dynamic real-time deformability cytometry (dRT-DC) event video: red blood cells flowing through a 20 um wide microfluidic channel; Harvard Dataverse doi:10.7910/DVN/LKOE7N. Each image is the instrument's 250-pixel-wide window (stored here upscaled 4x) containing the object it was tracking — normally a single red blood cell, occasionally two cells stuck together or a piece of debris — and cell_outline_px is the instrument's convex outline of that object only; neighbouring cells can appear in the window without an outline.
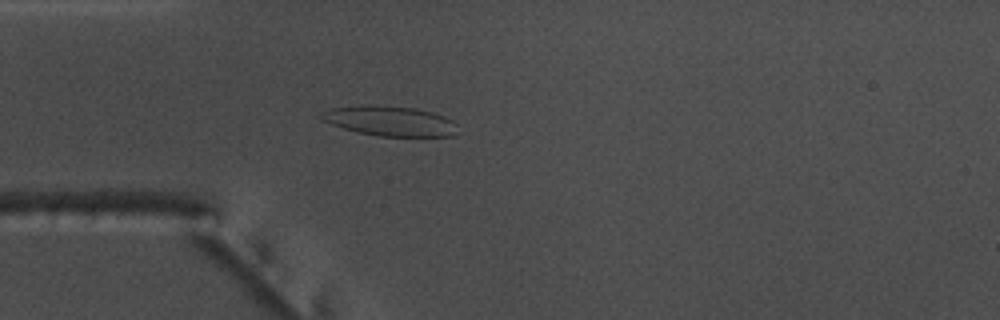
{"species": "common noctule bat (a hibernating species)", "species_latin": "Nyctalus noctula", "temperature_condition": "warm", "stored_images_in_passage": 53, "camera_frame_rate_fps": 3000, "um_per_image_px": 0.085, "animal": {"sex": "male", "body_mass_g": 17.5, "forearm_length_mm": 52.3}, "frame": {"image": 1, "passage_image": 14, "time_ms": 4.333, "image_size_px": [1000, 320], "cell_outline_px": [[452, 136], [380, 136], [360, 132], [344, 128], [320, 120], [320, 112], [332, 108], [360, 104], [368, 104], [416, 108], [432, 112], [444, 116], [452, 120]], "centroid_in_image_um": [33.03, 10.25], "position_along_channel_um": 52.0, "area_um2": 23.47}}
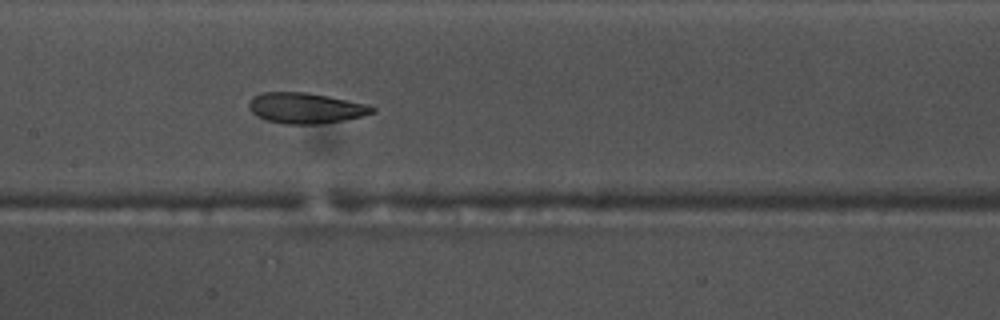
{"frame": {"image": 2, "passage_image": 25, "time_ms": 8.0, "image_size_px": [1000, 320], "cell_outline_px": [[376, 112], [344, 120], [316, 124], [284, 124], [264, 120], [256, 116], [248, 108], [248, 104], [252, 96], [260, 92], [304, 92], [328, 96], [368, 104], [376, 108]], "centroid_in_image_um": [25.94, 9.18], "position_along_channel_um": 181.5, "area_um2": 22.2}}
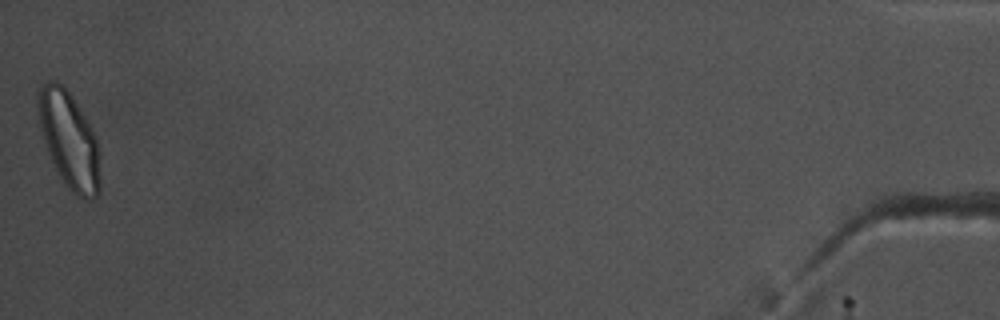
{"frame": {"image": 3, "passage_image": 53, "time_ms": 17.333, "image_size_px": [1000, 320], "cell_outline_px": [[100, 192], [92, 200], [84, 200], [76, 196], [68, 188], [60, 176], [48, 152], [40, 124], [36, 104], [36, 96], [40, 88], [48, 80], [52, 80], [60, 84], [72, 96], [92, 128], [96, 136], [100, 152]], "centroid_in_image_um": [5.91, 11.93], "position_along_channel_um": 429.3, "area_um2": 34.91}, "authors_computed_cell_mechanics": {"area_um2": 24.3916, "velocity_mm_per_s": 3.748, "shape_relaxation_time_tau1_ms": 3.2827, "shape_relaxation_time_tau2_ms": 1.8055, "deformation_change_tau1": 0.1496, "deformation_change_tau2": 0.0877}}